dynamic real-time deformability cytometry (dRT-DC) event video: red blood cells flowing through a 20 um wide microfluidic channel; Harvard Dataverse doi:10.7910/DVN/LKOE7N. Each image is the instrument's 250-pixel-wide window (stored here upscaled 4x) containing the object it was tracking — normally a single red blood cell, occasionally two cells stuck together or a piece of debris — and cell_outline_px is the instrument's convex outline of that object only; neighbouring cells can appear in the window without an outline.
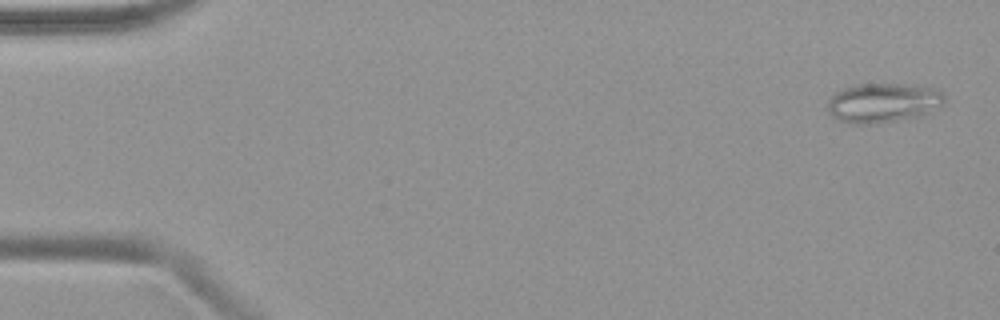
{"species": "common noctule bat (a hibernating species)", "species_latin": "Nyctalus noctula", "temperature_condition": "warm", "stored_images_in_passage": 49, "camera_frame_rate_fps": 3000, "um_per_image_px": 0.085, "animal": {"sex": "female", "body_mass_g": 19.9}, "frame": {"image": 1, "passage_image": 2, "time_ms": 0.333, "image_size_px": [1000, 320], "cell_outline_px": [[944, 104], [924, 116], [880, 124], [852, 124], [836, 120], [828, 112], [828, 100], [836, 92], [844, 88], [856, 84], [904, 84], [936, 88], [944, 96]], "centroid_in_image_um": [75.07, 8.76], "position_along_channel_um": 9.9, "area_um2": 27.4}}
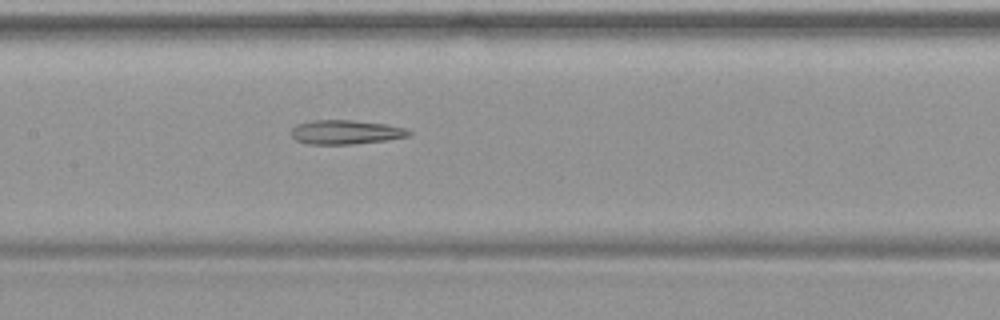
{"frame": {"image": 2, "passage_image": 24, "time_ms": 7.667, "image_size_px": [1000, 320], "cell_outline_px": [[412, 132], [408, 136], [388, 140], [352, 144], [308, 144], [296, 140], [292, 136], [292, 128], [296, 124], [312, 120], [352, 120], [388, 124], [404, 128]], "centroid_in_image_um": [29.38, 11.23], "position_along_channel_um": 178.0, "area_um2": 16.59}}
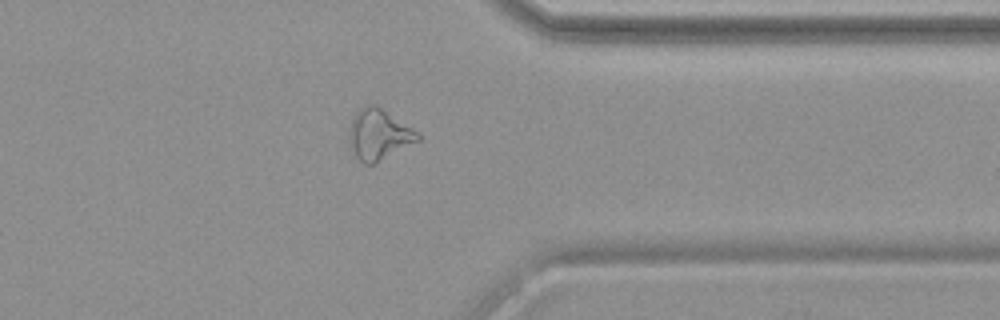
{"frame": {"image": 3, "passage_image": 39, "time_ms": 12.667, "image_size_px": [1000, 320], "cell_outline_px": [[420, 140], [372, 164], [364, 164], [352, 152], [348, 144], [352, 120], [356, 112], [364, 104], [376, 104], [420, 132]], "centroid_in_image_um": [32.2, 11.41], "position_along_channel_um": 379.2, "area_um2": 20.23}}